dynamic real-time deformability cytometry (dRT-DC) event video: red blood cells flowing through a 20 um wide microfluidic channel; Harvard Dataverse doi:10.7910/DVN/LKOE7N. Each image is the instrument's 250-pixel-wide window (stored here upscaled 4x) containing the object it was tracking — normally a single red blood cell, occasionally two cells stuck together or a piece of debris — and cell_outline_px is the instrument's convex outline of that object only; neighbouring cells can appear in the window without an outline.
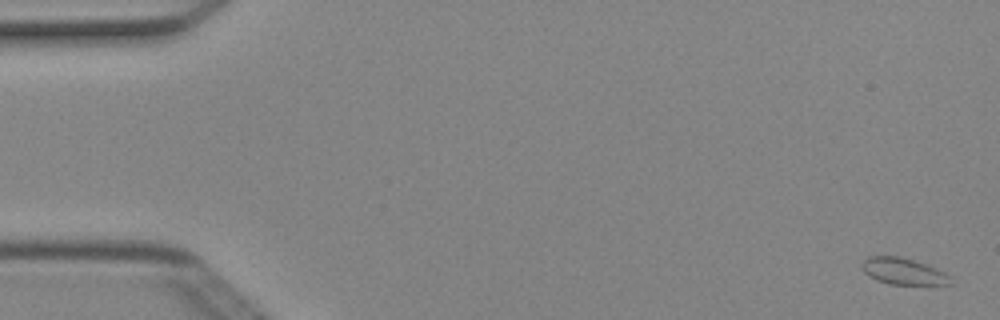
{"species": "Egyptian fruit bat (a non-hibernating species)", "species_latin": "Rousettus aegyptiacus", "temperature_condition": "cold", "stored_images_in_passage": 5, "camera_frame_rate_fps": 3000, "um_per_image_px": 0.085, "animal": {"sex": "female"}, "frame": {"image": 1, "passage_image": 1, "time_ms": 0.0, "image_size_px": [1000, 320], "cell_outline_px": [[952, 284], [888, 284], [876, 280], [868, 276], [860, 268], [860, 264], [868, 256], [900, 256], [916, 260], [936, 268], [944, 272], [948, 276]], "centroid_in_image_um": [76.71, 23.04], "position_along_channel_um": 8.3, "area_um2": 13.76}}
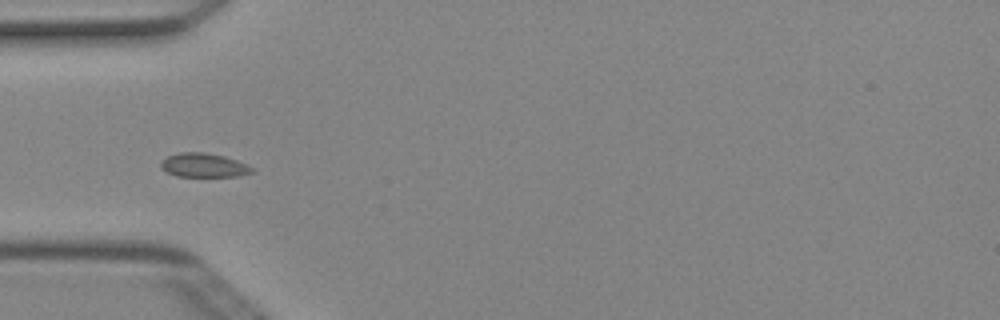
{"frame": {"image": 2, "passage_image": 5, "time_ms": 1.333, "image_size_px": [1000, 320], "cell_outline_px": [[256, 172], [240, 176], [176, 176], [160, 168], [160, 160], [168, 156], [180, 152], [204, 152], [224, 156], [248, 164]], "centroid_in_image_um": [17.32, 14.04], "position_along_channel_um": 67.7, "area_um2": 12.83}}